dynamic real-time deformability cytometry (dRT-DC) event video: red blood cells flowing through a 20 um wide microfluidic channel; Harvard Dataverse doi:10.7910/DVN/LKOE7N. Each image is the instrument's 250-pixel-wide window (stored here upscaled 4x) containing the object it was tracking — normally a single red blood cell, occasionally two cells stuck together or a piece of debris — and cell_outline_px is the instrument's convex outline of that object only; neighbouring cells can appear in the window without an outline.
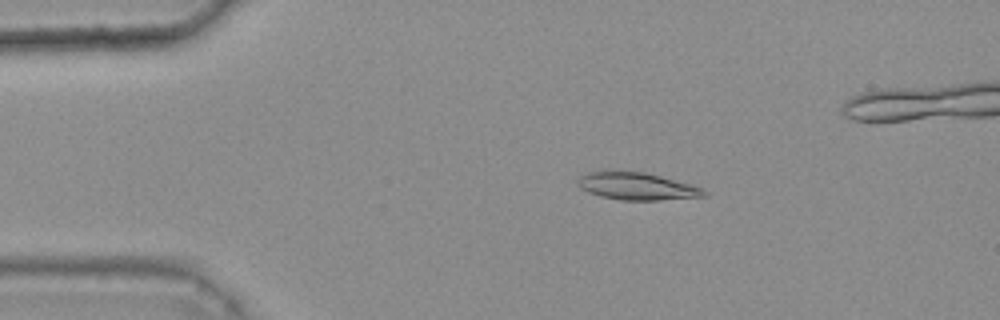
{"species": "common noctule bat (a hibernating species)", "species_latin": "Nyctalus noctula", "temperature_condition": "warm", "stored_images_in_passage": 37, "camera_frame_rate_fps": 3000, "um_per_image_px": 0.085, "animal": {"sex": "female", "body_mass_g": 25.1}, "frame": {"image": 1, "passage_image": 2, "time_ms": 0.333, "image_size_px": [1000, 320], "cell_outline_px": [[708, 196], [656, 200], [620, 200], [600, 196], [588, 192], [580, 188], [576, 184], [576, 180], [580, 176], [588, 172], [604, 168], [616, 168], [644, 172], [692, 184], [708, 192]], "centroid_in_image_um": [54.04, 15.78], "position_along_channel_um": 31.0, "area_um2": 20.92}}
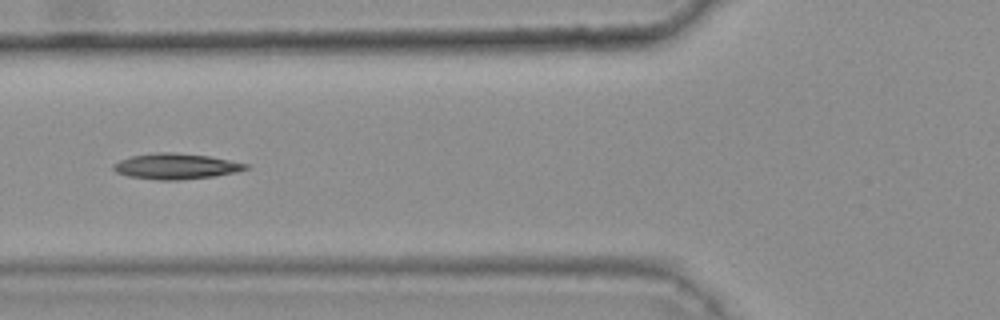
{"frame": {"image": 2, "passage_image": 12, "time_ms": 3.667, "image_size_px": [1000, 320], "cell_outline_px": [[248, 168], [236, 172], [216, 176], [176, 180], [160, 180], [128, 176], [116, 172], [112, 168], [112, 164], [120, 160], [132, 156], [156, 152], [172, 152], [208, 156], [248, 164]], "centroid_in_image_um": [14.92, 14.13], "position_along_channel_um": 110.9, "area_um2": 19.65}}
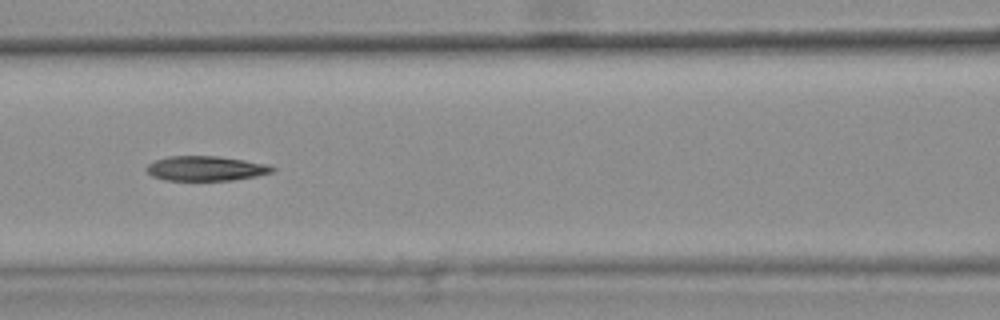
{"frame": {"image": 3, "passage_image": 15, "time_ms": 4.667, "image_size_px": [1000, 320], "cell_outline_px": [[276, 168], [272, 172], [256, 176], [232, 180], [164, 180], [152, 176], [144, 168], [148, 164], [156, 160], [168, 156], [216, 156], [244, 160], [264, 164]], "centroid_in_image_um": [17.45, 14.32], "position_along_channel_um": 149.2, "area_um2": 17.98}}